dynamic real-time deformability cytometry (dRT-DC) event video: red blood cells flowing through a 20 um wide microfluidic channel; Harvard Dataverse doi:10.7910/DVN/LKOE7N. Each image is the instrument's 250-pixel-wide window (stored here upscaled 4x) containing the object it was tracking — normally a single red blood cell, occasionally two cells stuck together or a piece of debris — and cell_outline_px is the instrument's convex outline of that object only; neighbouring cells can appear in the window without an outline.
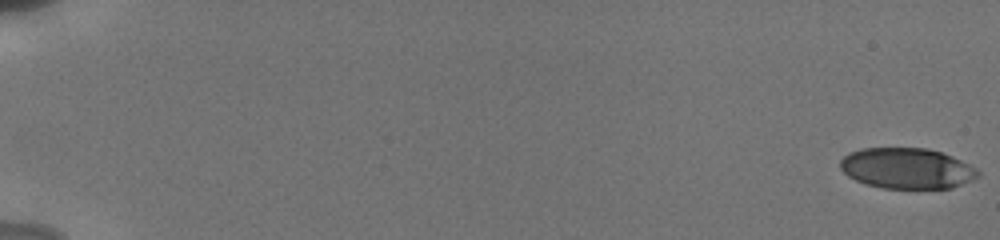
{"species": "human", "species_latin": "Homo sapiens", "temperature_condition": "cold", "stored_images_in_passage": 50, "camera_frame_rate_fps": 3000, "um_per_image_px": 0.085, "donor": {"sex": "male"}, "frame": {"image": 1, "passage_image": 1, "time_ms": 0.0, "image_size_px": [1000, 240], "cell_outline_px": [[980, 176], [952, 188], [884, 188], [864, 184], [848, 176], [840, 168], [840, 160], [848, 152], [860, 148], [924, 148], [940, 152], [952, 156], [976, 168], [980, 172]], "centroid_in_image_um": [77.06, 14.3], "position_along_channel_um": 7.9, "area_um2": 32.66}}
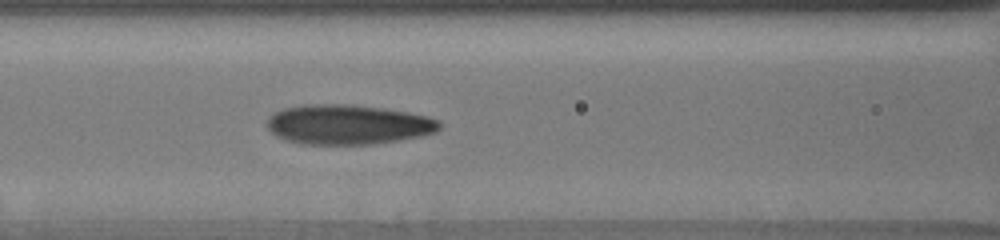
{"frame": {"image": 2, "passage_image": 30, "time_ms": 8.667, "image_size_px": [1000, 240], "cell_outline_px": [[444, 124], [436, 132], [424, 136], [372, 144], [300, 144], [276, 136], [268, 128], [268, 116], [284, 108], [304, 104], [352, 104], [384, 108], [408, 112], [428, 116], [440, 120]], "centroid_in_image_um": [29.63, 10.58], "position_along_channel_um": 137.0, "area_um2": 40.29}}
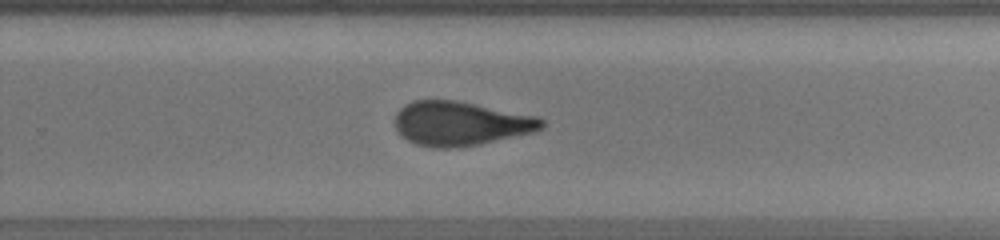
{"frame": {"image": 3, "passage_image": 45, "time_ms": 12.667, "image_size_px": [1000, 240], "cell_outline_px": [[544, 128], [532, 132], [480, 144], [452, 148], [436, 148], [416, 144], [400, 136], [396, 128], [396, 112], [404, 104], [412, 100], [456, 100], [540, 116], [544, 120]], "centroid_in_image_um": [39.15, 10.49], "position_along_channel_um": 290.6, "area_um2": 37.97}}